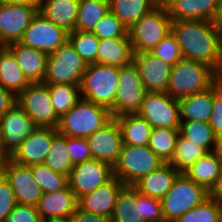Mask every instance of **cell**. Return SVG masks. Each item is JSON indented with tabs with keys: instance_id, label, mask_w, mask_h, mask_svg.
Listing matches in <instances>:
<instances>
[{
	"instance_id": "cell-1",
	"label": "cell",
	"mask_w": 222,
	"mask_h": 222,
	"mask_svg": "<svg viewBox=\"0 0 222 222\" xmlns=\"http://www.w3.org/2000/svg\"><path fill=\"white\" fill-rule=\"evenodd\" d=\"M171 34L183 58L205 63L215 71L222 58V28L206 20H172Z\"/></svg>"
},
{
	"instance_id": "cell-2",
	"label": "cell",
	"mask_w": 222,
	"mask_h": 222,
	"mask_svg": "<svg viewBox=\"0 0 222 222\" xmlns=\"http://www.w3.org/2000/svg\"><path fill=\"white\" fill-rule=\"evenodd\" d=\"M215 82L216 71L211 66L183 58L172 66L166 93L180 100L207 90Z\"/></svg>"
},
{
	"instance_id": "cell-3",
	"label": "cell",
	"mask_w": 222,
	"mask_h": 222,
	"mask_svg": "<svg viewBox=\"0 0 222 222\" xmlns=\"http://www.w3.org/2000/svg\"><path fill=\"white\" fill-rule=\"evenodd\" d=\"M113 118L103 106L81 98L59 121L58 132L72 138H87Z\"/></svg>"
},
{
	"instance_id": "cell-4",
	"label": "cell",
	"mask_w": 222,
	"mask_h": 222,
	"mask_svg": "<svg viewBox=\"0 0 222 222\" xmlns=\"http://www.w3.org/2000/svg\"><path fill=\"white\" fill-rule=\"evenodd\" d=\"M119 69L100 63L88 64L79 85L81 98L111 110L118 89Z\"/></svg>"
},
{
	"instance_id": "cell-5",
	"label": "cell",
	"mask_w": 222,
	"mask_h": 222,
	"mask_svg": "<svg viewBox=\"0 0 222 222\" xmlns=\"http://www.w3.org/2000/svg\"><path fill=\"white\" fill-rule=\"evenodd\" d=\"M208 197V191L192 181L186 174L179 173L171 189L160 200L165 222H174Z\"/></svg>"
},
{
	"instance_id": "cell-6",
	"label": "cell",
	"mask_w": 222,
	"mask_h": 222,
	"mask_svg": "<svg viewBox=\"0 0 222 222\" xmlns=\"http://www.w3.org/2000/svg\"><path fill=\"white\" fill-rule=\"evenodd\" d=\"M172 19L167 9L153 8L128 30L134 54L151 52L171 33Z\"/></svg>"
},
{
	"instance_id": "cell-7",
	"label": "cell",
	"mask_w": 222,
	"mask_h": 222,
	"mask_svg": "<svg viewBox=\"0 0 222 222\" xmlns=\"http://www.w3.org/2000/svg\"><path fill=\"white\" fill-rule=\"evenodd\" d=\"M164 162L148 145H123L117 163L113 166V175L124 185H134L143 176L158 169Z\"/></svg>"
},
{
	"instance_id": "cell-8",
	"label": "cell",
	"mask_w": 222,
	"mask_h": 222,
	"mask_svg": "<svg viewBox=\"0 0 222 222\" xmlns=\"http://www.w3.org/2000/svg\"><path fill=\"white\" fill-rule=\"evenodd\" d=\"M87 64L76 52L70 41L48 54L43 83L80 85Z\"/></svg>"
},
{
	"instance_id": "cell-9",
	"label": "cell",
	"mask_w": 222,
	"mask_h": 222,
	"mask_svg": "<svg viewBox=\"0 0 222 222\" xmlns=\"http://www.w3.org/2000/svg\"><path fill=\"white\" fill-rule=\"evenodd\" d=\"M18 105L41 128H58L60 118L56 115L45 83H30L18 96Z\"/></svg>"
},
{
	"instance_id": "cell-10",
	"label": "cell",
	"mask_w": 222,
	"mask_h": 222,
	"mask_svg": "<svg viewBox=\"0 0 222 222\" xmlns=\"http://www.w3.org/2000/svg\"><path fill=\"white\" fill-rule=\"evenodd\" d=\"M146 93L147 91L134 63L131 62L120 67L114 107L110 110L112 116L137 113Z\"/></svg>"
},
{
	"instance_id": "cell-11",
	"label": "cell",
	"mask_w": 222,
	"mask_h": 222,
	"mask_svg": "<svg viewBox=\"0 0 222 222\" xmlns=\"http://www.w3.org/2000/svg\"><path fill=\"white\" fill-rule=\"evenodd\" d=\"M137 113L152 128H180L179 102L168 93L147 92Z\"/></svg>"
},
{
	"instance_id": "cell-12",
	"label": "cell",
	"mask_w": 222,
	"mask_h": 222,
	"mask_svg": "<svg viewBox=\"0 0 222 222\" xmlns=\"http://www.w3.org/2000/svg\"><path fill=\"white\" fill-rule=\"evenodd\" d=\"M39 127L16 102L0 118V149L9 158L21 142Z\"/></svg>"
},
{
	"instance_id": "cell-13",
	"label": "cell",
	"mask_w": 222,
	"mask_h": 222,
	"mask_svg": "<svg viewBox=\"0 0 222 222\" xmlns=\"http://www.w3.org/2000/svg\"><path fill=\"white\" fill-rule=\"evenodd\" d=\"M68 34V31L50 22L38 11L19 43L50 54L68 41Z\"/></svg>"
},
{
	"instance_id": "cell-14",
	"label": "cell",
	"mask_w": 222,
	"mask_h": 222,
	"mask_svg": "<svg viewBox=\"0 0 222 222\" xmlns=\"http://www.w3.org/2000/svg\"><path fill=\"white\" fill-rule=\"evenodd\" d=\"M113 176L111 165L103 161L90 159L73 165L68 176V185L78 199L108 182Z\"/></svg>"
},
{
	"instance_id": "cell-15",
	"label": "cell",
	"mask_w": 222,
	"mask_h": 222,
	"mask_svg": "<svg viewBox=\"0 0 222 222\" xmlns=\"http://www.w3.org/2000/svg\"><path fill=\"white\" fill-rule=\"evenodd\" d=\"M37 12L38 5H14L0 1L1 44L7 46L13 42H19Z\"/></svg>"
},
{
	"instance_id": "cell-16",
	"label": "cell",
	"mask_w": 222,
	"mask_h": 222,
	"mask_svg": "<svg viewBox=\"0 0 222 222\" xmlns=\"http://www.w3.org/2000/svg\"><path fill=\"white\" fill-rule=\"evenodd\" d=\"M86 140L91 150L92 159L106 162L112 167L117 163L123 140L120 126L115 117Z\"/></svg>"
},
{
	"instance_id": "cell-17",
	"label": "cell",
	"mask_w": 222,
	"mask_h": 222,
	"mask_svg": "<svg viewBox=\"0 0 222 222\" xmlns=\"http://www.w3.org/2000/svg\"><path fill=\"white\" fill-rule=\"evenodd\" d=\"M132 62L147 92L166 93L172 66L151 52L133 55Z\"/></svg>"
},
{
	"instance_id": "cell-18",
	"label": "cell",
	"mask_w": 222,
	"mask_h": 222,
	"mask_svg": "<svg viewBox=\"0 0 222 222\" xmlns=\"http://www.w3.org/2000/svg\"><path fill=\"white\" fill-rule=\"evenodd\" d=\"M5 179L13 189L17 203L37 206L43 192L30 166L17 164L6 157Z\"/></svg>"
},
{
	"instance_id": "cell-19",
	"label": "cell",
	"mask_w": 222,
	"mask_h": 222,
	"mask_svg": "<svg viewBox=\"0 0 222 222\" xmlns=\"http://www.w3.org/2000/svg\"><path fill=\"white\" fill-rule=\"evenodd\" d=\"M57 133L56 128L39 127L21 142L9 159L24 166L44 164L50 150L52 138Z\"/></svg>"
},
{
	"instance_id": "cell-20",
	"label": "cell",
	"mask_w": 222,
	"mask_h": 222,
	"mask_svg": "<svg viewBox=\"0 0 222 222\" xmlns=\"http://www.w3.org/2000/svg\"><path fill=\"white\" fill-rule=\"evenodd\" d=\"M78 207L69 185L53 193H43L36 206L43 222L68 221Z\"/></svg>"
},
{
	"instance_id": "cell-21",
	"label": "cell",
	"mask_w": 222,
	"mask_h": 222,
	"mask_svg": "<svg viewBox=\"0 0 222 222\" xmlns=\"http://www.w3.org/2000/svg\"><path fill=\"white\" fill-rule=\"evenodd\" d=\"M124 183L113 176L108 182L102 184L91 193L82 195L77 199L78 208L111 219L119 191Z\"/></svg>"
},
{
	"instance_id": "cell-22",
	"label": "cell",
	"mask_w": 222,
	"mask_h": 222,
	"mask_svg": "<svg viewBox=\"0 0 222 222\" xmlns=\"http://www.w3.org/2000/svg\"><path fill=\"white\" fill-rule=\"evenodd\" d=\"M16 58L29 83H43L48 54L31 47L13 42L6 46Z\"/></svg>"
},
{
	"instance_id": "cell-23",
	"label": "cell",
	"mask_w": 222,
	"mask_h": 222,
	"mask_svg": "<svg viewBox=\"0 0 222 222\" xmlns=\"http://www.w3.org/2000/svg\"><path fill=\"white\" fill-rule=\"evenodd\" d=\"M179 172L169 163H164L158 169L143 176L133 186L144 196L162 199L171 189Z\"/></svg>"
},
{
	"instance_id": "cell-24",
	"label": "cell",
	"mask_w": 222,
	"mask_h": 222,
	"mask_svg": "<svg viewBox=\"0 0 222 222\" xmlns=\"http://www.w3.org/2000/svg\"><path fill=\"white\" fill-rule=\"evenodd\" d=\"M219 0H175L168 9L172 20L215 22Z\"/></svg>"
},
{
	"instance_id": "cell-25",
	"label": "cell",
	"mask_w": 222,
	"mask_h": 222,
	"mask_svg": "<svg viewBox=\"0 0 222 222\" xmlns=\"http://www.w3.org/2000/svg\"><path fill=\"white\" fill-rule=\"evenodd\" d=\"M80 0H41L38 11L50 22L71 32L75 30Z\"/></svg>"
},
{
	"instance_id": "cell-26",
	"label": "cell",
	"mask_w": 222,
	"mask_h": 222,
	"mask_svg": "<svg viewBox=\"0 0 222 222\" xmlns=\"http://www.w3.org/2000/svg\"><path fill=\"white\" fill-rule=\"evenodd\" d=\"M221 169L222 153L220 150H215L203 155L184 174L209 192L220 175Z\"/></svg>"
},
{
	"instance_id": "cell-27",
	"label": "cell",
	"mask_w": 222,
	"mask_h": 222,
	"mask_svg": "<svg viewBox=\"0 0 222 222\" xmlns=\"http://www.w3.org/2000/svg\"><path fill=\"white\" fill-rule=\"evenodd\" d=\"M133 55L130 38L99 39L96 63L120 68L131 63Z\"/></svg>"
},
{
	"instance_id": "cell-28",
	"label": "cell",
	"mask_w": 222,
	"mask_h": 222,
	"mask_svg": "<svg viewBox=\"0 0 222 222\" xmlns=\"http://www.w3.org/2000/svg\"><path fill=\"white\" fill-rule=\"evenodd\" d=\"M180 121L209 122L213 110V85L205 91L178 100Z\"/></svg>"
},
{
	"instance_id": "cell-29",
	"label": "cell",
	"mask_w": 222,
	"mask_h": 222,
	"mask_svg": "<svg viewBox=\"0 0 222 222\" xmlns=\"http://www.w3.org/2000/svg\"><path fill=\"white\" fill-rule=\"evenodd\" d=\"M115 118L121 129L123 145L149 144L152 126L138 113H126Z\"/></svg>"
},
{
	"instance_id": "cell-30",
	"label": "cell",
	"mask_w": 222,
	"mask_h": 222,
	"mask_svg": "<svg viewBox=\"0 0 222 222\" xmlns=\"http://www.w3.org/2000/svg\"><path fill=\"white\" fill-rule=\"evenodd\" d=\"M29 84L12 52L0 47V85L17 97Z\"/></svg>"
},
{
	"instance_id": "cell-31",
	"label": "cell",
	"mask_w": 222,
	"mask_h": 222,
	"mask_svg": "<svg viewBox=\"0 0 222 222\" xmlns=\"http://www.w3.org/2000/svg\"><path fill=\"white\" fill-rule=\"evenodd\" d=\"M111 222H146L137 204V189L133 185H125L118 193Z\"/></svg>"
},
{
	"instance_id": "cell-32",
	"label": "cell",
	"mask_w": 222,
	"mask_h": 222,
	"mask_svg": "<svg viewBox=\"0 0 222 222\" xmlns=\"http://www.w3.org/2000/svg\"><path fill=\"white\" fill-rule=\"evenodd\" d=\"M179 132L183 137L205 148L208 152L220 149V142L209 122L180 121Z\"/></svg>"
},
{
	"instance_id": "cell-33",
	"label": "cell",
	"mask_w": 222,
	"mask_h": 222,
	"mask_svg": "<svg viewBox=\"0 0 222 222\" xmlns=\"http://www.w3.org/2000/svg\"><path fill=\"white\" fill-rule=\"evenodd\" d=\"M153 8L151 0H109L110 11L128 29Z\"/></svg>"
},
{
	"instance_id": "cell-34",
	"label": "cell",
	"mask_w": 222,
	"mask_h": 222,
	"mask_svg": "<svg viewBox=\"0 0 222 222\" xmlns=\"http://www.w3.org/2000/svg\"><path fill=\"white\" fill-rule=\"evenodd\" d=\"M109 11V0H80L75 30L92 32Z\"/></svg>"
},
{
	"instance_id": "cell-35",
	"label": "cell",
	"mask_w": 222,
	"mask_h": 222,
	"mask_svg": "<svg viewBox=\"0 0 222 222\" xmlns=\"http://www.w3.org/2000/svg\"><path fill=\"white\" fill-rule=\"evenodd\" d=\"M207 152L205 148L196 145L179 133L174 154L168 163L179 173H184Z\"/></svg>"
},
{
	"instance_id": "cell-36",
	"label": "cell",
	"mask_w": 222,
	"mask_h": 222,
	"mask_svg": "<svg viewBox=\"0 0 222 222\" xmlns=\"http://www.w3.org/2000/svg\"><path fill=\"white\" fill-rule=\"evenodd\" d=\"M44 164L54 172L69 176L73 164L67 148V136L58 132L52 138L50 150Z\"/></svg>"
},
{
	"instance_id": "cell-37",
	"label": "cell",
	"mask_w": 222,
	"mask_h": 222,
	"mask_svg": "<svg viewBox=\"0 0 222 222\" xmlns=\"http://www.w3.org/2000/svg\"><path fill=\"white\" fill-rule=\"evenodd\" d=\"M179 133V130L152 128L148 146L164 163H168L174 154Z\"/></svg>"
},
{
	"instance_id": "cell-38",
	"label": "cell",
	"mask_w": 222,
	"mask_h": 222,
	"mask_svg": "<svg viewBox=\"0 0 222 222\" xmlns=\"http://www.w3.org/2000/svg\"><path fill=\"white\" fill-rule=\"evenodd\" d=\"M48 87L52 105L59 118L68 112L81 99L79 85L53 84L48 85Z\"/></svg>"
},
{
	"instance_id": "cell-39",
	"label": "cell",
	"mask_w": 222,
	"mask_h": 222,
	"mask_svg": "<svg viewBox=\"0 0 222 222\" xmlns=\"http://www.w3.org/2000/svg\"><path fill=\"white\" fill-rule=\"evenodd\" d=\"M174 222H222V204L208 196Z\"/></svg>"
},
{
	"instance_id": "cell-40",
	"label": "cell",
	"mask_w": 222,
	"mask_h": 222,
	"mask_svg": "<svg viewBox=\"0 0 222 222\" xmlns=\"http://www.w3.org/2000/svg\"><path fill=\"white\" fill-rule=\"evenodd\" d=\"M68 40L87 65L96 63L99 39L92 32L74 30Z\"/></svg>"
},
{
	"instance_id": "cell-41",
	"label": "cell",
	"mask_w": 222,
	"mask_h": 222,
	"mask_svg": "<svg viewBox=\"0 0 222 222\" xmlns=\"http://www.w3.org/2000/svg\"><path fill=\"white\" fill-rule=\"evenodd\" d=\"M30 167L33 177L43 193H53L68 185V177L66 175L54 172L45 164H37Z\"/></svg>"
},
{
	"instance_id": "cell-42",
	"label": "cell",
	"mask_w": 222,
	"mask_h": 222,
	"mask_svg": "<svg viewBox=\"0 0 222 222\" xmlns=\"http://www.w3.org/2000/svg\"><path fill=\"white\" fill-rule=\"evenodd\" d=\"M128 28L109 11L99 20L92 33L98 39L130 38Z\"/></svg>"
},
{
	"instance_id": "cell-43",
	"label": "cell",
	"mask_w": 222,
	"mask_h": 222,
	"mask_svg": "<svg viewBox=\"0 0 222 222\" xmlns=\"http://www.w3.org/2000/svg\"><path fill=\"white\" fill-rule=\"evenodd\" d=\"M151 53L171 66H174L179 60L183 59L180 46L171 33L163 38Z\"/></svg>"
},
{
	"instance_id": "cell-44",
	"label": "cell",
	"mask_w": 222,
	"mask_h": 222,
	"mask_svg": "<svg viewBox=\"0 0 222 222\" xmlns=\"http://www.w3.org/2000/svg\"><path fill=\"white\" fill-rule=\"evenodd\" d=\"M137 204H140L141 216L146 222H165L160 199L144 196L137 190Z\"/></svg>"
},
{
	"instance_id": "cell-45",
	"label": "cell",
	"mask_w": 222,
	"mask_h": 222,
	"mask_svg": "<svg viewBox=\"0 0 222 222\" xmlns=\"http://www.w3.org/2000/svg\"><path fill=\"white\" fill-rule=\"evenodd\" d=\"M209 125L212 127L216 138L219 142L222 141V89L217 82L213 84V110L209 120Z\"/></svg>"
},
{
	"instance_id": "cell-46",
	"label": "cell",
	"mask_w": 222,
	"mask_h": 222,
	"mask_svg": "<svg viewBox=\"0 0 222 222\" xmlns=\"http://www.w3.org/2000/svg\"><path fill=\"white\" fill-rule=\"evenodd\" d=\"M67 148L73 165L92 159L91 150L85 138L67 137Z\"/></svg>"
},
{
	"instance_id": "cell-47",
	"label": "cell",
	"mask_w": 222,
	"mask_h": 222,
	"mask_svg": "<svg viewBox=\"0 0 222 222\" xmlns=\"http://www.w3.org/2000/svg\"><path fill=\"white\" fill-rule=\"evenodd\" d=\"M16 205L17 201L13 189L4 178L0 182V222H6L8 214Z\"/></svg>"
},
{
	"instance_id": "cell-48",
	"label": "cell",
	"mask_w": 222,
	"mask_h": 222,
	"mask_svg": "<svg viewBox=\"0 0 222 222\" xmlns=\"http://www.w3.org/2000/svg\"><path fill=\"white\" fill-rule=\"evenodd\" d=\"M6 222H43L37 208L32 205L19 204L8 214Z\"/></svg>"
},
{
	"instance_id": "cell-49",
	"label": "cell",
	"mask_w": 222,
	"mask_h": 222,
	"mask_svg": "<svg viewBox=\"0 0 222 222\" xmlns=\"http://www.w3.org/2000/svg\"><path fill=\"white\" fill-rule=\"evenodd\" d=\"M68 222H111V219L102 215L83 211L77 207Z\"/></svg>"
},
{
	"instance_id": "cell-50",
	"label": "cell",
	"mask_w": 222,
	"mask_h": 222,
	"mask_svg": "<svg viewBox=\"0 0 222 222\" xmlns=\"http://www.w3.org/2000/svg\"><path fill=\"white\" fill-rule=\"evenodd\" d=\"M17 102V97L0 85V118Z\"/></svg>"
},
{
	"instance_id": "cell-51",
	"label": "cell",
	"mask_w": 222,
	"mask_h": 222,
	"mask_svg": "<svg viewBox=\"0 0 222 222\" xmlns=\"http://www.w3.org/2000/svg\"><path fill=\"white\" fill-rule=\"evenodd\" d=\"M208 196H210L211 198L217 200L220 204H222V169L220 175L216 179L215 184L208 192Z\"/></svg>"
},
{
	"instance_id": "cell-52",
	"label": "cell",
	"mask_w": 222,
	"mask_h": 222,
	"mask_svg": "<svg viewBox=\"0 0 222 222\" xmlns=\"http://www.w3.org/2000/svg\"><path fill=\"white\" fill-rule=\"evenodd\" d=\"M154 8L169 9L175 0H151Z\"/></svg>"
},
{
	"instance_id": "cell-53",
	"label": "cell",
	"mask_w": 222,
	"mask_h": 222,
	"mask_svg": "<svg viewBox=\"0 0 222 222\" xmlns=\"http://www.w3.org/2000/svg\"><path fill=\"white\" fill-rule=\"evenodd\" d=\"M1 2L7 3V4H30V5H39V2L41 0H0Z\"/></svg>"
},
{
	"instance_id": "cell-54",
	"label": "cell",
	"mask_w": 222,
	"mask_h": 222,
	"mask_svg": "<svg viewBox=\"0 0 222 222\" xmlns=\"http://www.w3.org/2000/svg\"><path fill=\"white\" fill-rule=\"evenodd\" d=\"M215 22L222 28V0H219Z\"/></svg>"
},
{
	"instance_id": "cell-55",
	"label": "cell",
	"mask_w": 222,
	"mask_h": 222,
	"mask_svg": "<svg viewBox=\"0 0 222 222\" xmlns=\"http://www.w3.org/2000/svg\"><path fill=\"white\" fill-rule=\"evenodd\" d=\"M216 82L219 85V87L222 89V58L220 61L219 68L216 71Z\"/></svg>"
},
{
	"instance_id": "cell-56",
	"label": "cell",
	"mask_w": 222,
	"mask_h": 222,
	"mask_svg": "<svg viewBox=\"0 0 222 222\" xmlns=\"http://www.w3.org/2000/svg\"><path fill=\"white\" fill-rule=\"evenodd\" d=\"M6 158H0V182L5 178Z\"/></svg>"
},
{
	"instance_id": "cell-57",
	"label": "cell",
	"mask_w": 222,
	"mask_h": 222,
	"mask_svg": "<svg viewBox=\"0 0 222 222\" xmlns=\"http://www.w3.org/2000/svg\"><path fill=\"white\" fill-rule=\"evenodd\" d=\"M0 158H6V157L2 154L1 149H0Z\"/></svg>"
},
{
	"instance_id": "cell-58",
	"label": "cell",
	"mask_w": 222,
	"mask_h": 222,
	"mask_svg": "<svg viewBox=\"0 0 222 222\" xmlns=\"http://www.w3.org/2000/svg\"><path fill=\"white\" fill-rule=\"evenodd\" d=\"M222 153V141L220 142V149H219Z\"/></svg>"
}]
</instances>
